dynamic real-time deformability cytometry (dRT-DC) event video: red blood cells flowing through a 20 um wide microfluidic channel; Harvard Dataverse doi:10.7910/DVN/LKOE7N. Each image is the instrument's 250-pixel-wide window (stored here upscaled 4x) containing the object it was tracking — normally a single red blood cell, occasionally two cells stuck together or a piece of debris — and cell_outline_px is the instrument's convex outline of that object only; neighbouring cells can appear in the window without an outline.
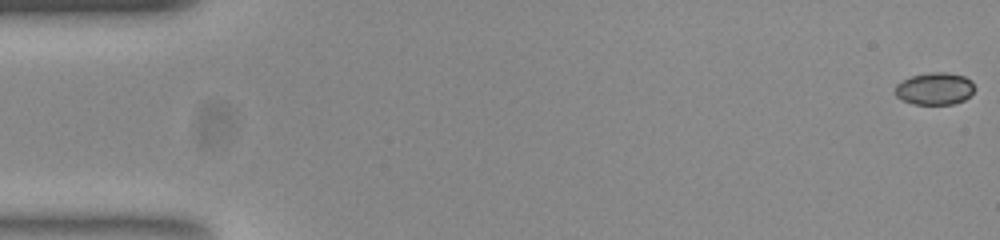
{"species": "common noctule bat (a hibernating species)", "species_latin": "Nyctalus noctula", "temperature_condition": "room temperature", "stored_images_in_passage": 54, "camera_frame_rate_fps": 3000, "um_per_image_px": 0.085, "animal": {"sex": "female", "body_mass_g": 23.0, "forearm_length_mm": 53.4}, "frame": {"image": 1, "passage_image": 1, "time_ms": 0.0, "image_size_px": [1000, 240], "cell_outline_px": [[976, 88], [964, 100], [952, 104], [912, 104], [900, 100], [892, 92], [896, 84], [900, 80], [912, 76], [932, 72], [948, 72], [964, 76], [972, 80]], "centroid_in_image_um": [79.41, 7.53], "position_along_channel_um": 5.6, "area_um2": 15.26}}
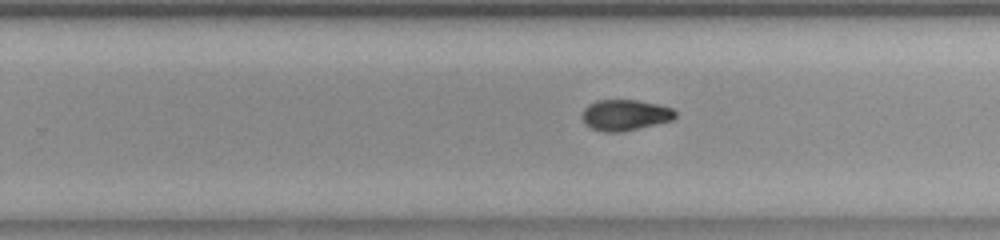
{"frame": {"image": 2, "passage_image": 34, "time_ms": 11.0, "image_size_px": [1000, 240], "cell_outline_px": [[676, 116], [672, 120], [636, 128], [616, 132], [608, 132], [592, 128], [584, 124], [580, 116], [584, 108], [588, 104], [596, 100], [636, 100], [656, 104], [672, 108], [676, 112]], "centroid_in_image_um": [53.07, 9.76], "position_along_channel_um": 276.7, "area_um2": 16.59}}
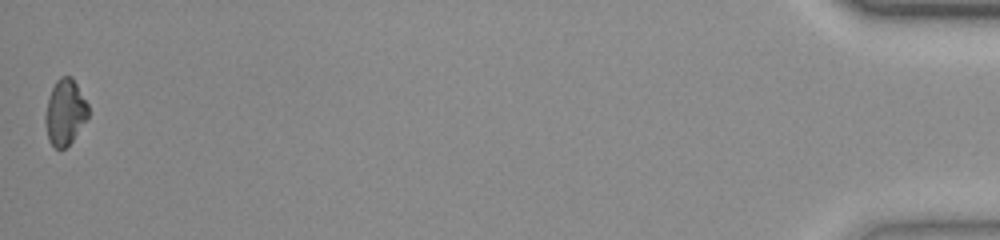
{"frame": {"image": 3, "passage_image": 54, "time_ms": 17.667, "image_size_px": [1000, 240], "cell_outline_px": [[88, 116], [72, 140], [64, 148], [56, 148], [48, 140], [44, 120], [44, 116], [48, 100], [52, 88], [56, 80], [60, 76], [72, 76], [88, 104]], "centroid_in_image_um": [5.51, 9.51], "position_along_channel_um": 429.7, "area_um2": 16.24}, "authors_computed_cell_mechanics": {"area_um2": 16.5886, "velocity_mm_per_s": 3.8087, "shape_relaxation_time_tau1_ms": 7.5505, "shape_relaxation_time_tau2_ms": 3.0292, "deformation_change_tau1": 0.205, "deformation_change_tau2": 0.0754}}